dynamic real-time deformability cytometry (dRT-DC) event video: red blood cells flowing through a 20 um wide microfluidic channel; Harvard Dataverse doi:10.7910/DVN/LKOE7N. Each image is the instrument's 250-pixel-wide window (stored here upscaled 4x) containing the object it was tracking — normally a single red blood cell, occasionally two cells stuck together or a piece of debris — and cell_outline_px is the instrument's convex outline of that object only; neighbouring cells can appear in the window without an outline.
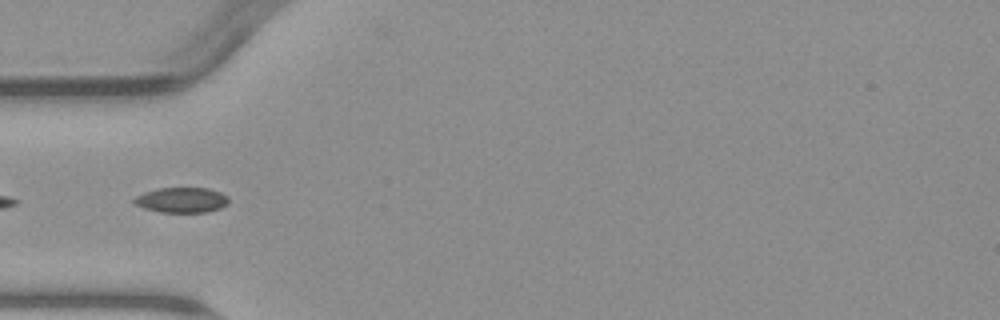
{"species": "common noctule bat (a hibernating species)", "species_latin": "Nyctalus noctula", "temperature_condition": "warm", "stored_images_in_passage": 7, "camera_frame_rate_fps": 3000, "um_per_image_px": 0.085, "animal": {"sex": "male", "body_mass_g": 23.1, "forearm_length_mm": 52.7}, "frame": {"image": 1, "passage_image": 5, "time_ms": 4.667, "image_size_px": [1000, 320], "cell_outline_px": [[228, 204], [220, 208], [208, 212], [160, 212], [144, 208], [136, 204], [132, 200], [136, 196], [144, 192], [156, 188], [208, 188], [220, 192], [228, 196]], "centroid_in_image_um": [15.45, 17.0], "position_along_channel_um": 69.6, "area_um2": 13.93}}
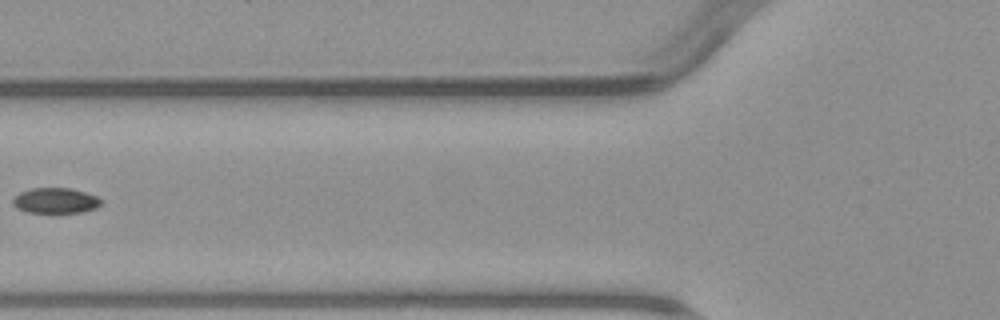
{"frame": {"image": 2, "passage_image": 6, "time_ms": 6.0, "image_size_px": [1000, 320], "cell_outline_px": [[104, 200], [96, 208], [80, 212], [28, 212], [16, 208], [12, 204], [12, 196], [20, 192], [32, 188], [72, 188], [96, 196]], "centroid_in_image_um": [4.69, 17.04], "position_along_channel_um": 121.1, "area_um2": 13.12}}
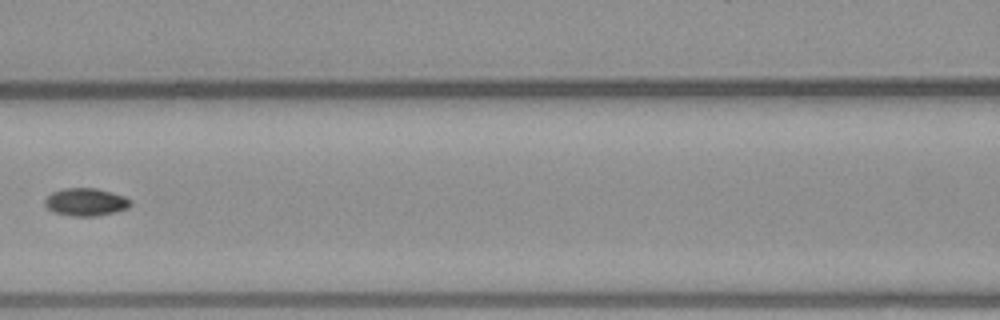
{"frame": {"image": 3, "passage_image": 7, "time_ms": 7.0, "image_size_px": [1000, 320], "cell_outline_px": [[132, 204], [128, 208], [116, 212], [96, 216], [72, 216], [56, 212], [48, 208], [44, 204], [44, 200], [52, 192], [64, 188], [96, 188], [112, 192], [124, 196], [132, 200]], "centroid_in_image_um": [7.33, 17.17], "position_along_channel_um": 159.3, "area_um2": 13.87}}